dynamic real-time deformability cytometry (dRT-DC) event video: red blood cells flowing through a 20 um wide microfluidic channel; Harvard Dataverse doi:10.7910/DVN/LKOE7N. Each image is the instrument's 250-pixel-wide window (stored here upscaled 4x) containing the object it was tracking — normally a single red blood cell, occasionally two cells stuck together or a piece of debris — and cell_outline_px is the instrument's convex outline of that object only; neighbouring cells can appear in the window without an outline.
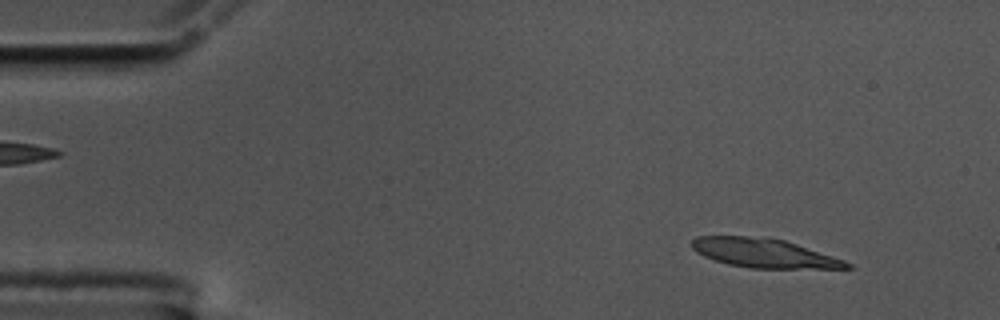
{"species": "common noctule bat (a hibernating species)", "species_latin": "Nyctalus noctula", "temperature_condition": "cold", "stored_images_in_passage": 55, "segment_of_instrument_passage": [1, 2], "camera_frame_rate_fps": 3000, "um_per_image_px": 0.085, "animal": {"sex": "male", "body_mass_g": 17.5, "forearm_length_mm": 52.3}, "frame": {"image": 1, "passage_image": 5, "time_ms": 1.333, "image_size_px": [1000, 320], "cell_outline_px": [[852, 268], [752, 268], [728, 264], [704, 256], [696, 252], [692, 248], [692, 240], [696, 236], [768, 236], [784, 240], [844, 260], [852, 264]], "centroid_in_image_um": [64.91, 21.5], "position_along_channel_um": 20.1, "area_um2": 26.07}}